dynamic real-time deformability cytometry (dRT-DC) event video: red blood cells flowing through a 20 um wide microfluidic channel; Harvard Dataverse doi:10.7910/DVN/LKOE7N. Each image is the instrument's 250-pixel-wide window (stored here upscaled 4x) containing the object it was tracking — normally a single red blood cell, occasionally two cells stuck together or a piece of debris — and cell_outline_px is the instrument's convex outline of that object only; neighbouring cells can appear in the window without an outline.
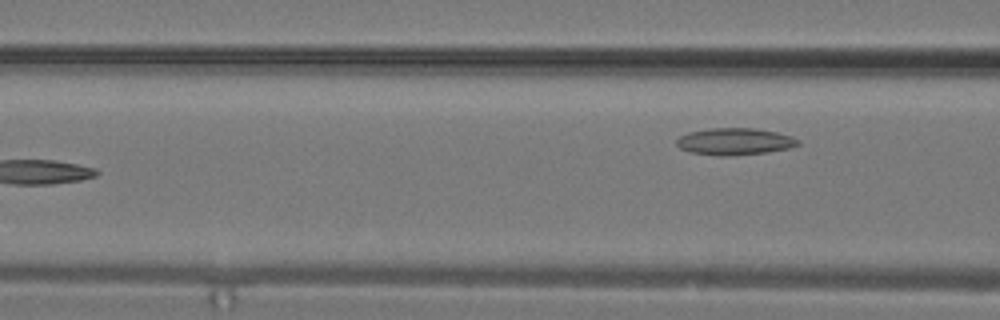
{"species": "common noctule bat (a hibernating species)", "species_latin": "Nyctalus noctula", "temperature_condition": "warm", "stored_images_in_passage": 8, "segment_of_instrument_passage": [2, 2], "camera_frame_rate_fps": 3000, "um_per_image_px": 0.085, "animal": {"sex": "male", "body_mass_g": 19.2, "forearm_length_mm": 51.8}, "frame": {"image": 1, "passage_image": 8, "time_ms": 2.333, "image_size_px": [1000, 320], "cell_outline_px": [[800, 144], [788, 148], [768, 152], [728, 156], [720, 156], [688, 152], [680, 148], [676, 144], [676, 140], [680, 136], [688, 132], [708, 128], [752, 128], [776, 132], [792, 136], [800, 140]], "centroid_in_image_um": [62.43, 12.03], "position_along_channel_um": 104.2, "area_um2": 19.13}}